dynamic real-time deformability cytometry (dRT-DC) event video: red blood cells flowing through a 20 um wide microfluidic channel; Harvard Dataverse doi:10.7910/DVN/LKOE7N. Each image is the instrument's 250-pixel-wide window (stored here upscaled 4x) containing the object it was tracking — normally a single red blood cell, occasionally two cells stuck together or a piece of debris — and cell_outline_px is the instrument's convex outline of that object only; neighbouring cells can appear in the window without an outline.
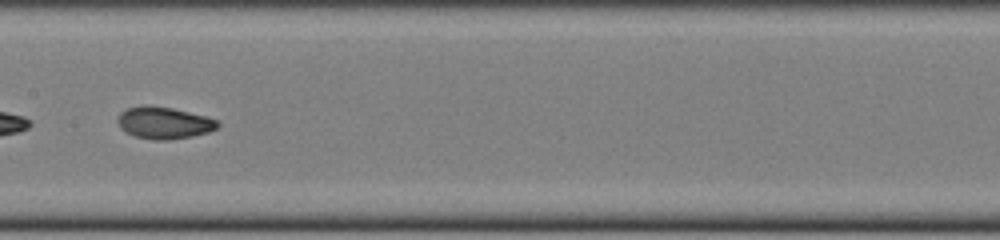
{"species": "common noctule bat (a hibernating species)", "species_latin": "Nyctalus noctula", "temperature_condition": "cold", "stored_images_in_passage": 50, "camera_frame_rate_fps": 3000, "um_per_image_px": 0.085, "animal": {"sex": "female", "body_mass_g": 22.0, "forearm_length_mm": 56.7}, "frame": {"image": 1, "passage_image": 26, "time_ms": 8.333, "image_size_px": [1000, 240], "cell_outline_px": [[220, 124], [216, 128], [208, 132], [192, 136], [168, 140], [156, 140], [136, 136], [120, 128], [116, 120], [120, 112], [128, 108], [172, 108], [204, 116], [216, 120]], "centroid_in_image_um": [13.95, 10.48], "position_along_channel_um": 193.4, "area_um2": 17.8}}
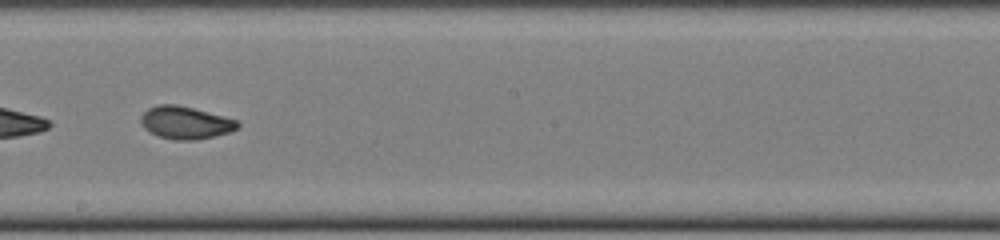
{"frame": {"image": 2, "passage_image": 29, "time_ms": 9.333, "image_size_px": [1000, 240], "cell_outline_px": [[240, 124], [236, 128], [228, 132], [196, 140], [176, 140], [160, 136], [144, 128], [140, 120], [140, 116], [148, 108], [156, 104], [176, 104], [192, 108], [236, 120]], "centroid_in_image_um": [15.71, 10.41], "position_along_channel_um": 232.5, "area_um2": 17.98}}
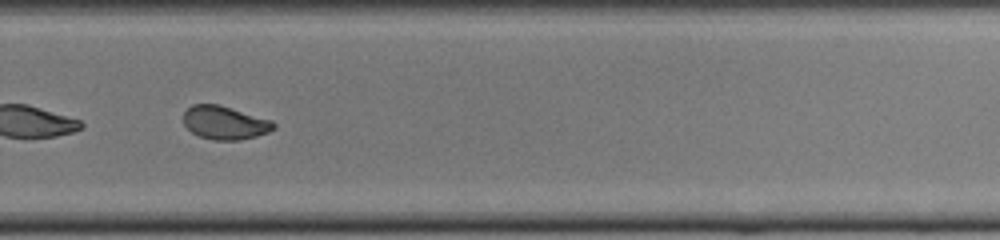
{"frame": {"image": 3, "passage_image": 35, "time_ms": 11.333, "image_size_px": [1000, 240], "cell_outline_px": [[276, 128], [268, 132], [256, 136], [240, 140], [212, 140], [200, 136], [192, 132], [184, 124], [184, 112], [192, 104], [220, 104], [272, 120], [276, 124]], "centroid_in_image_um": [19.13, 10.42], "position_along_channel_um": 310.7, "area_um2": 17.63}, "authors_computed_cell_mechanics": {"area_um2": 18.6983, "velocity_mm_per_s": 3.9136, "shape_relaxation_time_tau1_ms": 9.2116, "shape_relaxation_time_tau2_ms": 2.1834, "deformation_change_tau1": 0.2245, "deformation_change_tau2": 0.0585}}